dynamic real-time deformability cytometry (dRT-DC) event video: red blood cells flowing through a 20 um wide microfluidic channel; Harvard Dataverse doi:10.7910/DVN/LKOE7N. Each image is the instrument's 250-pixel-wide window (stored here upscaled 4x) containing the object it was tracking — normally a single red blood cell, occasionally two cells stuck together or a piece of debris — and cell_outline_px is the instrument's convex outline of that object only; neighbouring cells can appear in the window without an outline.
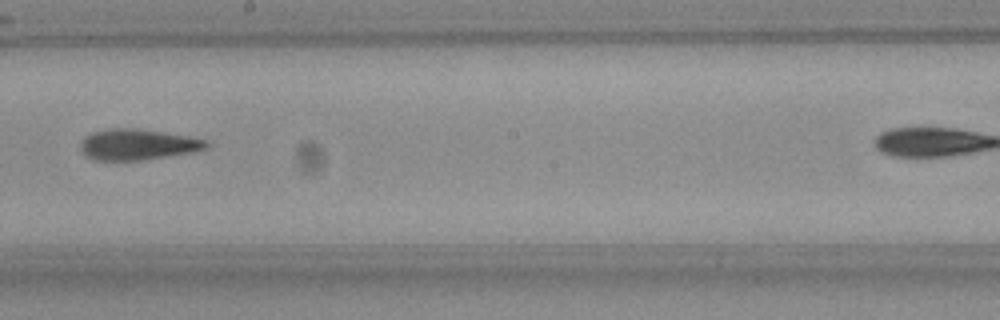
{"species": "Egyptian fruit bat (a non-hibernating species)", "species_latin": "Rousettus aegyptiacus", "temperature_condition": "room temperature", "stored_images_in_passage": 9, "camera_frame_rate_fps": 3000, "um_per_image_px": 0.085, "frame": {"image": 1, "passage_image": 6, "time_ms": 1.667, "image_size_px": [1000, 320], "cell_outline_px": [[212, 144], [208, 148], [192, 152], [140, 160], [96, 160], [80, 152], [80, 144], [84, 136], [92, 132], [108, 128], [136, 128], [188, 136], [208, 140]], "centroid_in_image_um": [11.7, 12.27], "position_along_channel_um": 236.5, "area_um2": 22.72}}
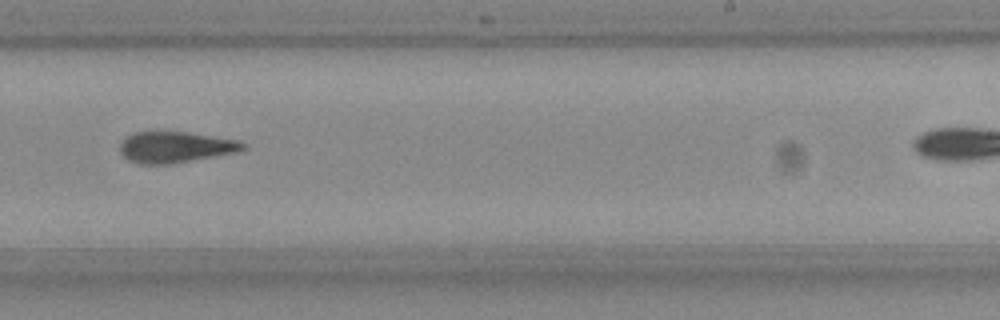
{"frame": {"image": 2, "passage_image": 7, "time_ms": 2.0, "image_size_px": [1000, 320], "cell_outline_px": [[244, 148], [236, 152], [168, 164], [140, 164], [128, 160], [120, 152], [120, 140], [124, 136], [132, 132], [156, 128], [188, 132], [236, 140], [244, 144]], "centroid_in_image_um": [14.75, 12.45], "position_along_channel_um": 274.2, "area_um2": 22.83}}